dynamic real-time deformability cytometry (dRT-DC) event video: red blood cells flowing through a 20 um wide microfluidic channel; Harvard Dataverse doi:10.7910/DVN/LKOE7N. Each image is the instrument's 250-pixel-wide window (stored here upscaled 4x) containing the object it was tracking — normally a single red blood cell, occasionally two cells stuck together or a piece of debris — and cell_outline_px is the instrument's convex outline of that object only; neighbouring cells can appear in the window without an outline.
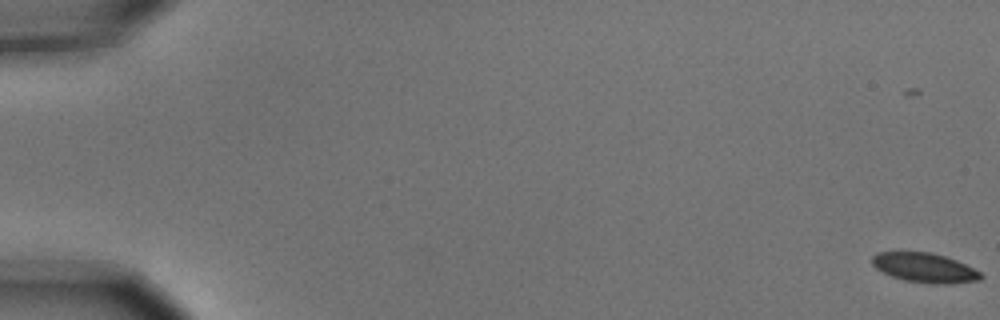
{"species": "common noctule bat (a hibernating species)", "species_latin": "Nyctalus noctula", "temperature_condition": "cold", "stored_images_in_passage": 12, "camera_frame_rate_fps": 3000, "um_per_image_px": 0.085, "animal": {"sex": "male", "body_mass_g": 15.6}, "frame": {"image": 1, "passage_image": 1, "time_ms": 0.0, "image_size_px": [1000, 320], "cell_outline_px": [[984, 276], [980, 280], [944, 284], [932, 284], [904, 280], [892, 276], [876, 268], [872, 264], [872, 256], [876, 252], [932, 252], [956, 260], [980, 272]], "centroid_in_image_um": [78.59, 22.75], "position_along_channel_um": 6.4, "area_um2": 18.55}}
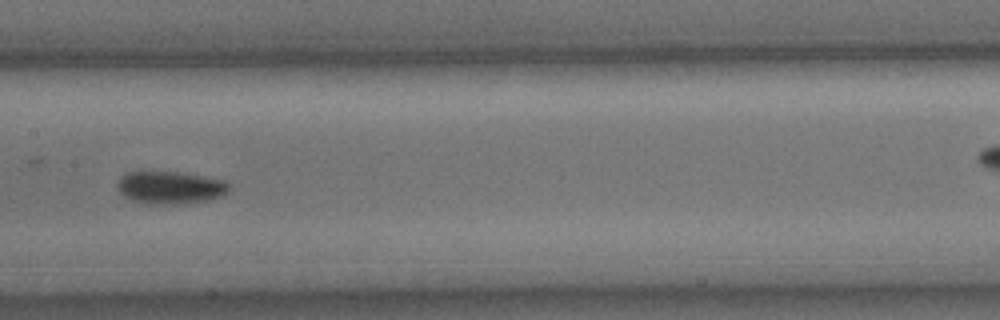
{"frame": {"image": 2, "passage_image": 9, "time_ms": 2.667, "image_size_px": [1000, 320], "cell_outline_px": [[228, 192], [224, 196], [204, 200], [172, 204], [148, 204], [132, 200], [124, 196], [120, 192], [116, 184], [120, 176], [128, 172], [176, 172], [224, 180], [228, 184]], "centroid_in_image_um": [14.43, 15.94], "position_along_channel_um": 193.0, "area_um2": 20.92}}
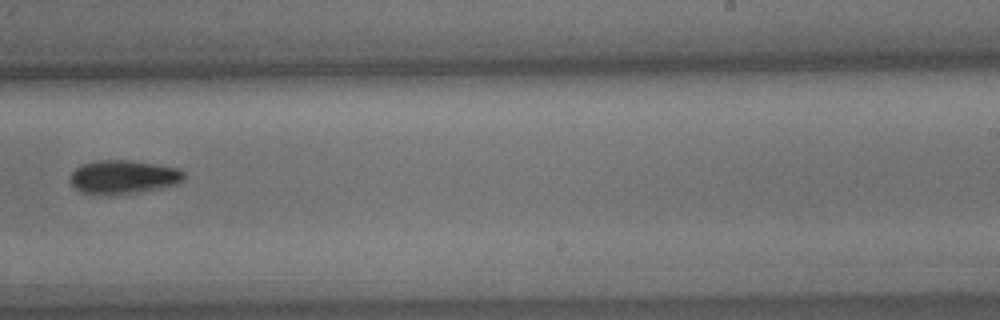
{"frame": {"image": 3, "passage_image": 12, "time_ms": 3.667, "image_size_px": [1000, 320], "cell_outline_px": [[184, 180], [176, 184], [160, 188], [140, 192], [116, 196], [92, 196], [80, 192], [72, 184], [72, 172], [80, 164], [96, 160], [128, 160], [156, 164], [180, 168], [184, 172]], "centroid_in_image_um": [10.47, 15.07], "position_along_channel_um": 278.5, "area_um2": 22.89}}